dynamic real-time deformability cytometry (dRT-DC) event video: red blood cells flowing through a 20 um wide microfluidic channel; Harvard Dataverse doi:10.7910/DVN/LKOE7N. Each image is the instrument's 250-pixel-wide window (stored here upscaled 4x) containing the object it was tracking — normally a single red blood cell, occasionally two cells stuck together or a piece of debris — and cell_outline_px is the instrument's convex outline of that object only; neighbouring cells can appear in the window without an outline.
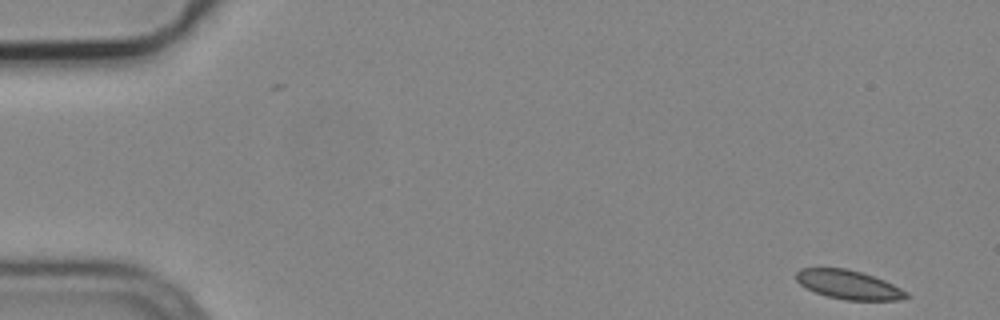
{"species": "common noctule bat (a hibernating species)", "species_latin": "Nyctalus noctula", "temperature_condition": "cold", "stored_images_in_passage": 6, "camera_frame_rate_fps": 3000, "um_per_image_px": 0.085, "animal": {"sex": "male", "body_mass_g": 19.2, "forearm_length_mm": 51.8}, "frame": {"image": 1, "passage_image": 1, "time_ms": 0.0, "image_size_px": [1000, 320], "cell_outline_px": [[912, 296], [900, 300], [844, 300], [828, 296], [816, 292], [800, 284], [796, 280], [796, 272], [800, 268], [844, 268], [860, 272], [884, 280], [908, 292]], "centroid_in_image_um": [72.15, 24.2], "position_along_channel_um": 12.8, "area_um2": 18.44}}
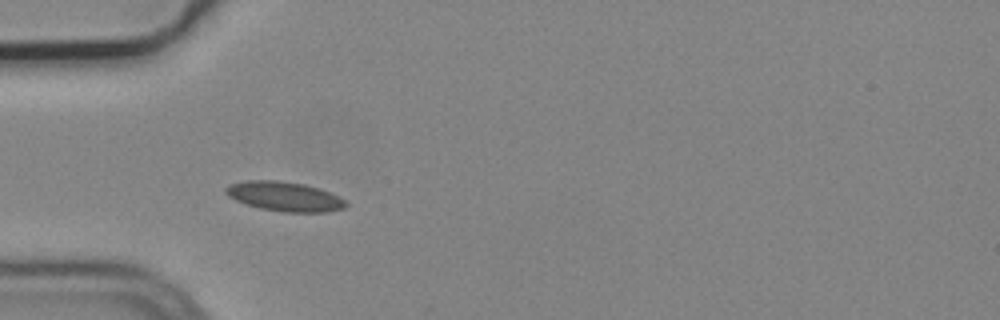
{"frame": {"image": 2, "passage_image": 5, "time_ms": 1.333, "image_size_px": [1000, 320], "cell_outline_px": [[348, 204], [344, 208], [328, 212], [284, 212], [260, 208], [236, 200], [228, 196], [224, 192], [224, 188], [232, 184], [248, 180], [280, 180], [304, 184], [320, 188], [340, 196]], "centroid_in_image_um": [24.22, 16.69], "position_along_channel_um": 60.8, "area_um2": 20.69}}
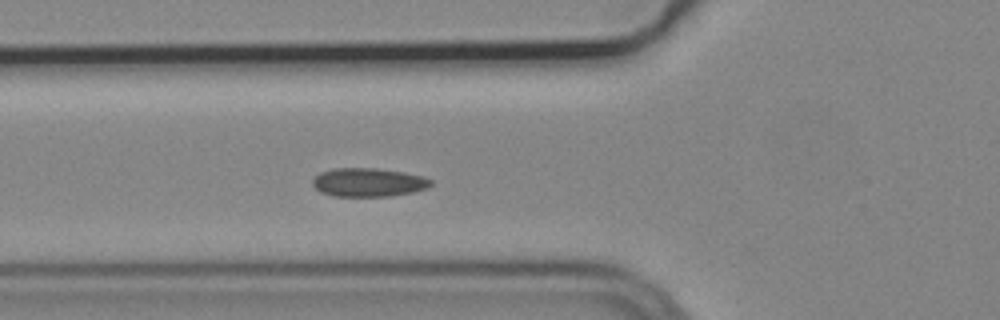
{"frame": {"image": 3, "passage_image": 6, "time_ms": 1.667, "image_size_px": [1000, 320], "cell_outline_px": [[432, 184], [428, 188], [412, 192], [388, 196], [332, 196], [320, 192], [312, 184], [312, 180], [320, 172], [332, 168], [376, 168], [404, 172], [424, 176], [432, 180]], "centroid_in_image_um": [31.31, 15.49], "position_along_channel_um": 94.5, "area_um2": 19.83}}